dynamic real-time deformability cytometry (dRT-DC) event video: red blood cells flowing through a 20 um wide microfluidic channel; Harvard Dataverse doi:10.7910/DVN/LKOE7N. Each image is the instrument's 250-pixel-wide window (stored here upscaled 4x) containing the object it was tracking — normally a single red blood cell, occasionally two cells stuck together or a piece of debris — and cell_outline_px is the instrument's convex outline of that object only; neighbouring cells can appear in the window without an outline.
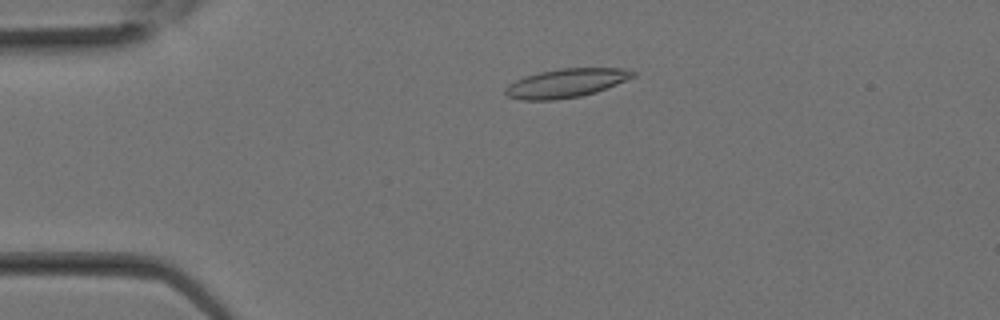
{"species": "Egyptian fruit bat (a non-hibernating species)", "species_latin": "Rousettus aegyptiacus", "temperature_condition": "room temperature", "stored_images_in_passage": 9, "camera_frame_rate_fps": 3000, "um_per_image_px": 0.085, "animal": {"sex": "female"}, "frame": {"image": 1, "passage_image": 3, "time_ms": 0.667, "image_size_px": [1000, 320], "cell_outline_px": [[636, 76], [596, 92], [580, 96], [556, 100], [520, 100], [508, 96], [504, 92], [504, 88], [508, 84], [524, 76], [540, 72], [560, 68], [628, 68], [636, 72]], "centroid_in_image_um": [48.11, 7.06], "position_along_channel_um": 36.9, "area_um2": 21.5}}
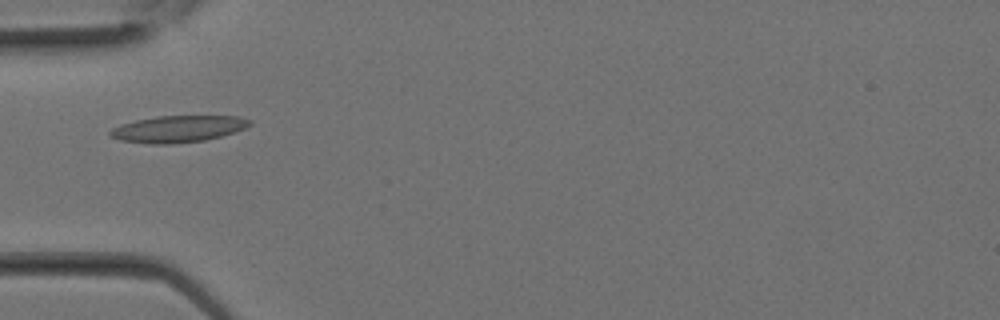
{"frame": {"image": 2, "passage_image": 6, "time_ms": 1.667, "image_size_px": [1000, 320], "cell_outline_px": [[252, 124], [236, 132], [204, 140], [172, 144], [148, 144], [120, 140], [108, 136], [108, 132], [112, 128], [120, 124], [136, 120], [156, 116], [240, 116], [252, 120]], "centroid_in_image_um": [15.11, 10.96], "position_along_channel_um": 69.9, "area_um2": 21.91}}
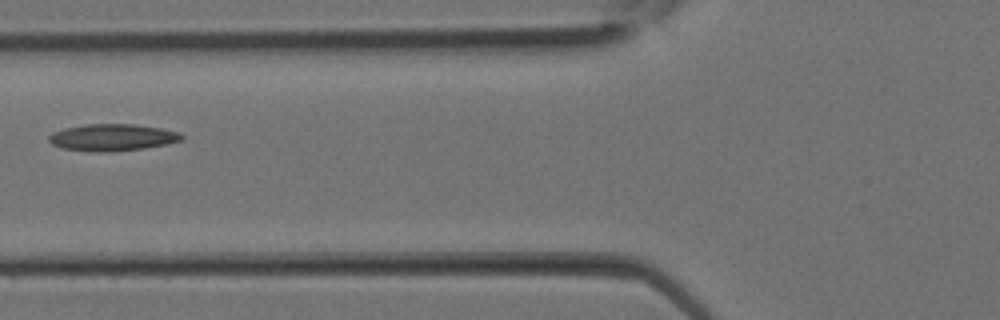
{"frame": {"image": 3, "passage_image": 8, "time_ms": 2.333, "image_size_px": [1000, 320], "cell_outline_px": [[184, 136], [180, 140], [164, 144], [144, 148], [60, 148], [52, 144], [48, 140], [48, 136], [52, 132], [64, 128], [84, 124], [136, 124], [160, 128], [180, 132]], "centroid_in_image_um": [9.56, 11.6], "position_along_channel_um": 116.2, "area_um2": 19.42}}